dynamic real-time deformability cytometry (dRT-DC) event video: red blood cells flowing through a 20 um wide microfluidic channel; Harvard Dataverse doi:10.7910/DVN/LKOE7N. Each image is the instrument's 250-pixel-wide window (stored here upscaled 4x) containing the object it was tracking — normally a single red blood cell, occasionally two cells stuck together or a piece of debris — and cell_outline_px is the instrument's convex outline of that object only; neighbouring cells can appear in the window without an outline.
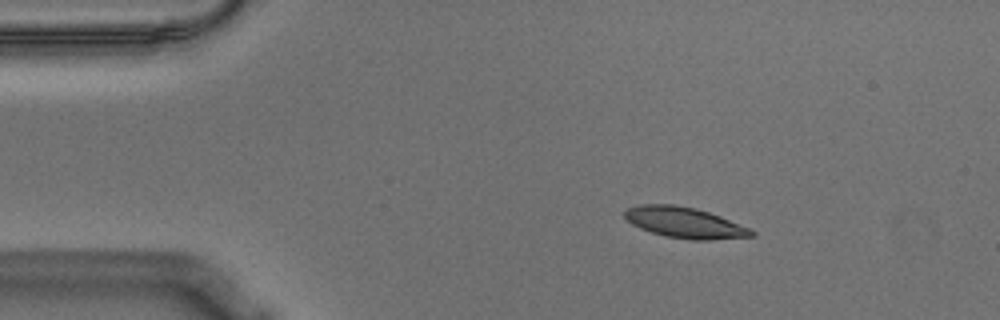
{"species": "Egyptian fruit bat (a non-hibernating species)", "species_latin": "Rousettus aegyptiacus", "temperature_condition": "warm", "stored_images_in_passage": 48, "camera_frame_rate_fps": 3000, "um_per_image_px": 0.085, "animal": {"sex": "male"}, "frame": {"image": 1, "passage_image": 1, "time_ms": 0.0, "image_size_px": [1000, 320], "cell_outline_px": [[756, 236], [712, 240], [692, 240], [664, 236], [640, 228], [632, 224], [624, 216], [624, 212], [628, 208], [640, 204], [676, 204], [696, 208], [720, 216], [752, 228], [756, 232]], "centroid_in_image_um": [58.25, 18.92], "position_along_channel_um": 26.7, "area_um2": 23.0}}
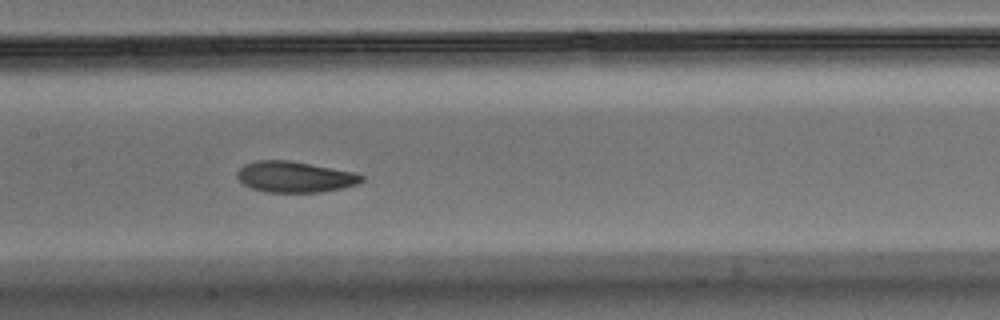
{"frame": {"image": 2, "passage_image": 19, "time_ms": 6.0, "image_size_px": [1000, 320], "cell_outline_px": [[364, 180], [360, 184], [320, 192], [268, 192], [252, 188], [244, 184], [236, 176], [236, 172], [244, 164], [256, 160], [288, 160], [352, 172], [364, 176]], "centroid_in_image_um": [25.04, 15.03], "position_along_channel_um": 182.4, "area_um2": 22.25}}
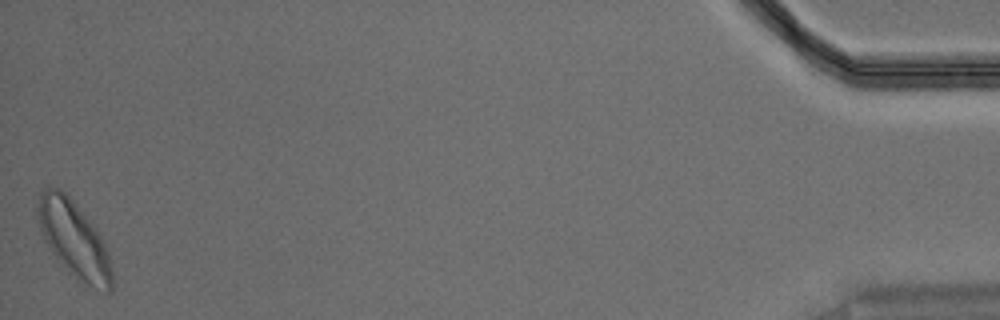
{"frame": {"image": 3, "passage_image": 48, "time_ms": 15.667, "image_size_px": [1000, 320], "cell_outline_px": [[112, 292], [104, 292], [88, 284], [76, 276], [60, 264], [44, 240], [36, 216], [36, 204], [40, 192], [44, 188], [60, 188], [72, 200], [96, 228], [108, 252], [112, 268]], "centroid_in_image_um": [6.26, 20.32], "position_along_channel_um": 428.9, "area_um2": 32.77}, "authors_computed_cell_mechanics": {"area_um2": 22.9755, "velocity_mm_per_s": 3.5485, "shape_relaxation_time_tau1_ms": 3.6877, "shape_relaxation_time_tau2_ms": 6.2245, "deformation_change_tau1": 0.1243, "deformation_change_tau2": 0.1095}}